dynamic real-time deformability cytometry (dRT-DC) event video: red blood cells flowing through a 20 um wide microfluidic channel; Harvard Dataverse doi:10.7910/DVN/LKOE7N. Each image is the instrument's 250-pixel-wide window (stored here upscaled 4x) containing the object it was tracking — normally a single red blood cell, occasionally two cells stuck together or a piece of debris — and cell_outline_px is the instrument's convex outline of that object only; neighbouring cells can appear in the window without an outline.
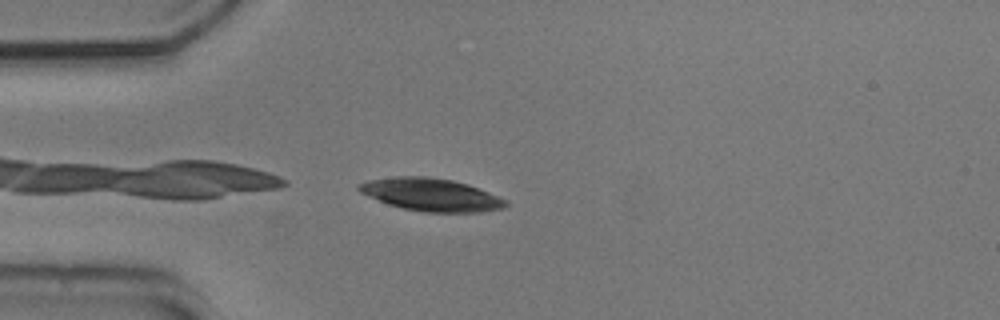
{"species": "common noctule bat (a hibernating species)", "species_latin": "Nyctalus noctula", "temperature_condition": "cold", "stored_images_in_passage": 10, "camera_frame_rate_fps": 3000, "um_per_image_px": 0.085, "animal": {"sex": "male", "body_mass_g": 20.5, "forearm_length_mm": 52.5}, "frame": {"image": 1, "passage_image": 3, "time_ms": 0.667, "image_size_px": [1000, 320], "cell_outline_px": [[492, 204], [468, 208], [416, 208], [396, 204], [384, 200], [380, 196], [384, 192], [400, 180], [436, 180], [460, 184], [472, 188], [480, 192]], "centroid_in_image_um": [36.88, 16.57], "position_along_channel_um": 48.1, "area_um2": 17.11}}